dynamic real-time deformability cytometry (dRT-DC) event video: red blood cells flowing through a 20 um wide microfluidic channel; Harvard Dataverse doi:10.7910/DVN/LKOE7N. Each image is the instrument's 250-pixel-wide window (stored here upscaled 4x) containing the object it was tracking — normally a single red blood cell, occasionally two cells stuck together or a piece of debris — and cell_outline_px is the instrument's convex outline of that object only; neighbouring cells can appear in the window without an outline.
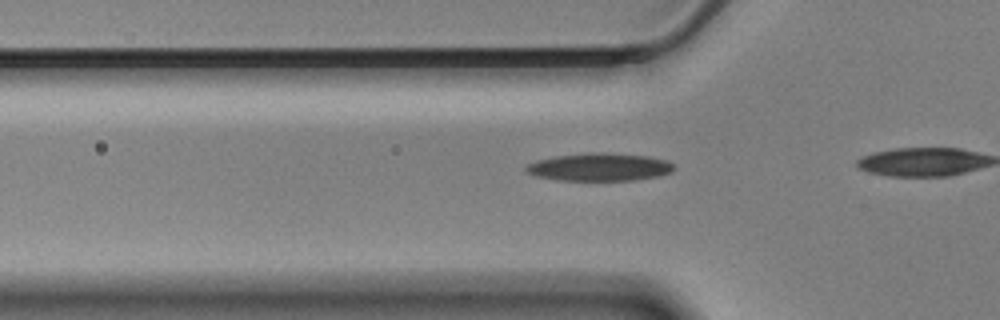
{"species": "Egyptian fruit bat (a non-hibernating species)", "species_latin": "Rousettus aegyptiacus", "temperature_condition": "cold", "stored_images_in_passage": 20, "camera_frame_rate_fps": 3000, "um_per_image_px": 0.085, "animal": {"sex": "male"}, "frame": {"image": 1, "passage_image": 15, "time_ms": 4.667, "image_size_px": [1000, 320], "cell_outline_px": [[672, 172], [656, 176], [632, 180], [556, 180], [536, 176], [524, 172], [524, 168], [528, 164], [536, 160], [556, 156], [588, 152], [592, 152], [648, 156], [668, 160], [672, 164]], "centroid_in_image_um": [50.89, 14.2], "position_along_channel_um": 74.9, "area_um2": 23.81}}
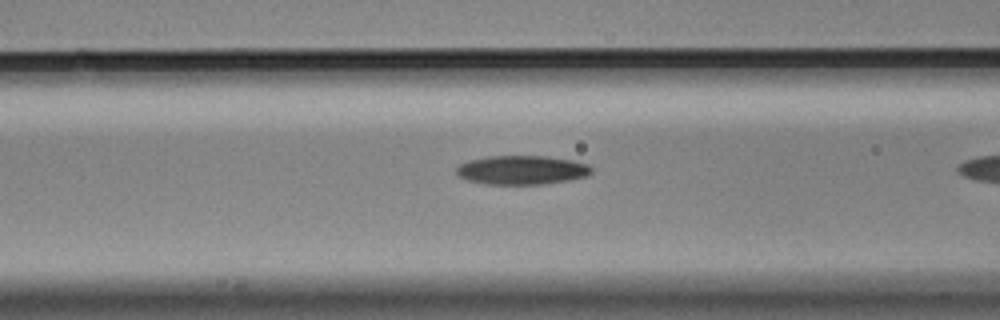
{"frame": {"image": 2, "passage_image": 19, "time_ms": 6.0, "image_size_px": [1000, 320], "cell_outline_px": [[592, 172], [588, 176], [568, 180], [544, 184], [484, 184], [468, 180], [456, 176], [456, 168], [460, 164], [468, 160], [488, 156], [544, 156], [572, 160], [588, 164], [592, 168]], "centroid_in_image_um": [44.34, 14.45], "position_along_channel_um": 122.3, "area_um2": 22.95}}